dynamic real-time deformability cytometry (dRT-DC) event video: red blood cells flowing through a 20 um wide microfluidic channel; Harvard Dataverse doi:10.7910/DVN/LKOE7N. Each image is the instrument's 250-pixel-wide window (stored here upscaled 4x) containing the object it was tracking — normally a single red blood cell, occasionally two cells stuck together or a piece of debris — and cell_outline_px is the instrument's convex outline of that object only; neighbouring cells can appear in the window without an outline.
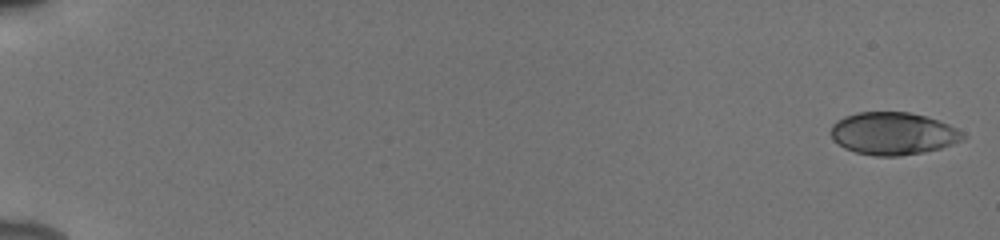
{"species": "human", "species_latin": "Homo sapiens", "temperature_condition": "cold", "stored_images_in_passage": 54, "camera_frame_rate_fps": 3000, "um_per_image_px": 0.085, "donor": {"sex": "male"}, "frame": {"image": 1, "passage_image": 1, "time_ms": 0.0, "image_size_px": [1000, 240], "cell_outline_px": [[968, 136], [964, 140], [940, 148], [924, 152], [900, 156], [876, 156], [856, 152], [844, 148], [832, 140], [832, 124], [836, 120], [844, 116], [856, 112], [908, 112], [928, 116], [948, 124], [964, 132]], "centroid_in_image_um": [75.93, 11.34], "position_along_channel_um": 9.1, "area_um2": 33.0}}
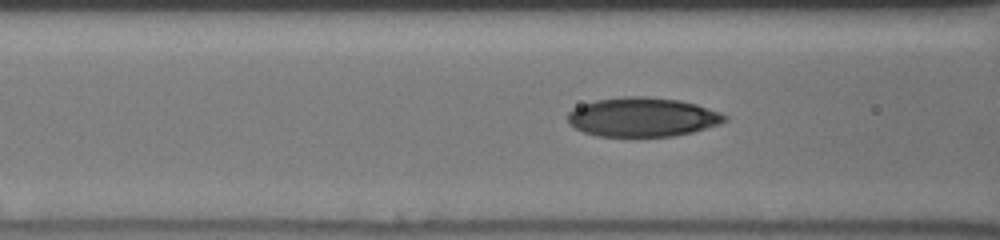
{"frame": {"image": 2, "passage_image": 24, "time_ms": 7.667, "image_size_px": [1000, 240], "cell_outline_px": [[728, 120], [720, 124], [692, 132], [672, 136], [596, 136], [584, 132], [568, 124], [568, 112], [572, 108], [596, 100], [624, 96], [644, 96], [680, 100], [696, 104], [720, 112], [728, 116]], "centroid_in_image_um": [54.61, 9.95], "position_along_channel_um": 112.0, "area_um2": 35.89}}
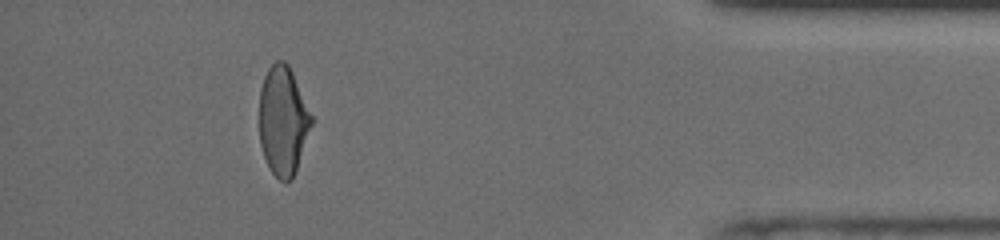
{"frame": {"image": 3, "passage_image": 50, "time_ms": 16.333, "image_size_px": [1000, 240], "cell_outline_px": [[316, 120], [292, 180], [280, 180], [268, 168], [260, 144], [260, 88], [264, 76], [268, 68], [276, 60], [284, 60], [288, 64]], "centroid_in_image_um": [24.1, 10.26], "position_along_channel_um": 411.1, "area_um2": 33.7}, "authors_computed_cell_mechanics": {"area_um2": 34.4199, "velocity_mm_per_s": 3.9066, "shape_relaxation_time_tau1_ms": 7.8087, "shape_relaxation_time_tau2_ms": 1.7081, "deformation_change_tau1": 0.1954, "deformation_change_tau2": 0.0751}}